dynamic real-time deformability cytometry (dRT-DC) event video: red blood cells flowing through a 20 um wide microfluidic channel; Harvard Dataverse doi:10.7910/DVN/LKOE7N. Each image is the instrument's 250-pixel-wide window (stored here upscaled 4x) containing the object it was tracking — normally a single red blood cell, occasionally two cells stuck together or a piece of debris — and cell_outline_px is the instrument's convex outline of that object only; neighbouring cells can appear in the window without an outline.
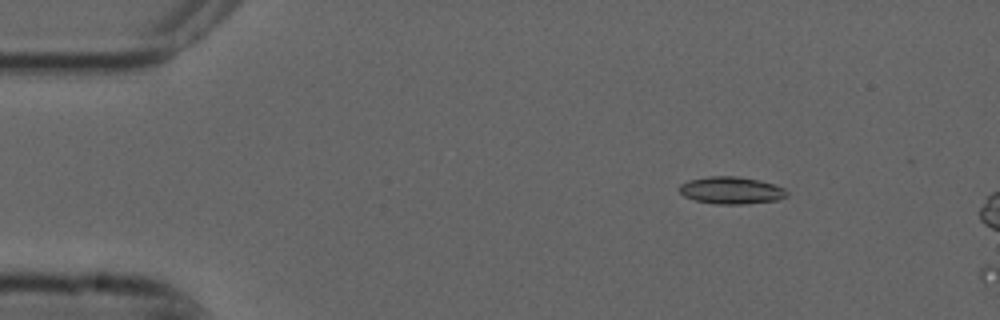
{"species": "common noctule bat (a hibernating species)", "species_latin": "Nyctalus noctula", "temperature_condition": "cold", "stored_images_in_passage": 4, "camera_frame_rate_fps": 3000, "um_per_image_px": 0.085, "animal": {"sex": "male", "forearm_length_mm": 52.5}, "frame": {"image": 1, "passage_image": 3, "time_ms": 0.667, "image_size_px": [1000, 320], "cell_outline_px": [[788, 196], [776, 200], [748, 204], [716, 204], [692, 200], [684, 196], [680, 192], [680, 184], [688, 180], [708, 176], [740, 176], [760, 180], [784, 188], [788, 192]], "centroid_in_image_um": [62.15, 16.18], "position_along_channel_um": 22.9, "area_um2": 17.22}}